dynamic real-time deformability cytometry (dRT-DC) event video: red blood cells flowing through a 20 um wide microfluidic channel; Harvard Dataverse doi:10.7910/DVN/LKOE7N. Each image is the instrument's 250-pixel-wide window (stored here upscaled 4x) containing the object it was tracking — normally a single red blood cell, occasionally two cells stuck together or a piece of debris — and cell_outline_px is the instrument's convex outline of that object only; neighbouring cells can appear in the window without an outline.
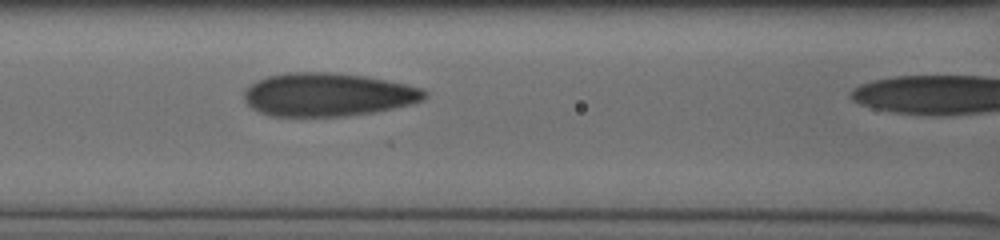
{"species": "human", "species_latin": "Homo sapiens", "temperature_condition": "cold", "stored_images_in_passage": 6, "segment_of_instrument_passage": [1, 2], "camera_frame_rate_fps": 3000, "um_per_image_px": 0.085, "donor": {"sex": "male"}, "frame": {"image": 1, "passage_image": 5, "time_ms": 1.333, "image_size_px": [1000, 240], "cell_outline_px": [[428, 96], [424, 100], [392, 108], [372, 112], [344, 116], [272, 116], [260, 112], [252, 108], [244, 100], [244, 92], [256, 80], [268, 76], [284, 72], [332, 72], [364, 76], [424, 88], [428, 92]], "centroid_in_image_um": [27.86, 8.03], "position_along_channel_um": 138.7, "area_um2": 45.43}}